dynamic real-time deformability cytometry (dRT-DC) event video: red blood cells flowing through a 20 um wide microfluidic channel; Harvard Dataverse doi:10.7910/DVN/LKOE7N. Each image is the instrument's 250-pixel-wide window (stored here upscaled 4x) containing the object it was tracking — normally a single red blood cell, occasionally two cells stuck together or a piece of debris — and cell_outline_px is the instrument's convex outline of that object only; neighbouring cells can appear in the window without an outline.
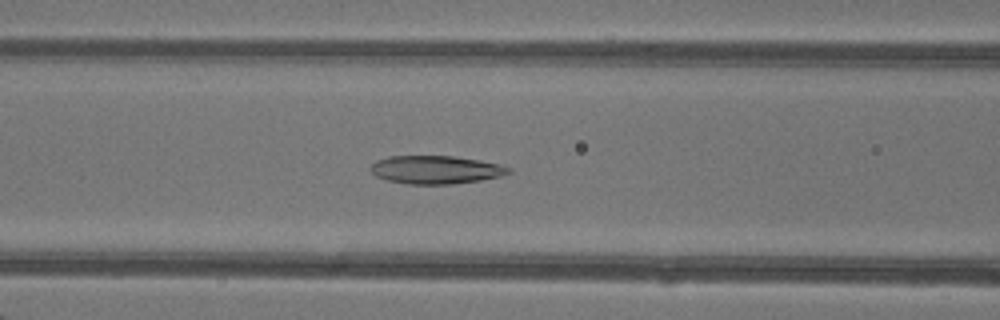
{"species": "common noctule bat (a hibernating species)", "species_latin": "Nyctalus noctula", "temperature_condition": "warm", "stored_images_in_passage": 48, "camera_frame_rate_fps": 3000, "um_per_image_px": 0.085, "animal": {"sex": "female"}, "frame": {"image": 1, "passage_image": 21, "time_ms": 6.667, "image_size_px": [1000, 320], "cell_outline_px": [[512, 172], [500, 176], [480, 180], [452, 184], [408, 184], [388, 180], [376, 176], [368, 168], [376, 160], [388, 156], [452, 156], [480, 160], [500, 164], [512, 168]], "centroid_in_image_um": [37.04, 14.42], "position_along_channel_um": 129.6, "area_um2": 22.72}}
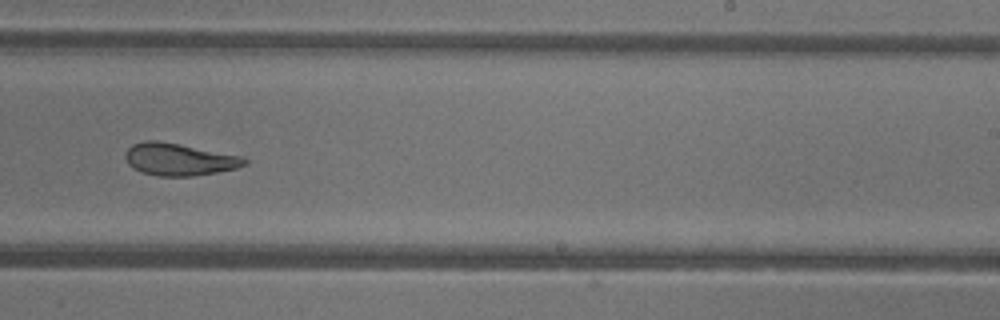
{"frame": {"image": 2, "passage_image": 31, "time_ms": 10.0, "image_size_px": [1000, 320], "cell_outline_px": [[248, 164], [236, 168], [216, 172], [192, 176], [156, 176], [140, 172], [132, 168], [128, 164], [124, 156], [124, 152], [132, 144], [144, 140], [156, 140], [244, 156], [248, 160]], "centroid_in_image_um": [15.2, 13.55], "position_along_channel_um": 273.8, "area_um2": 22.6}}
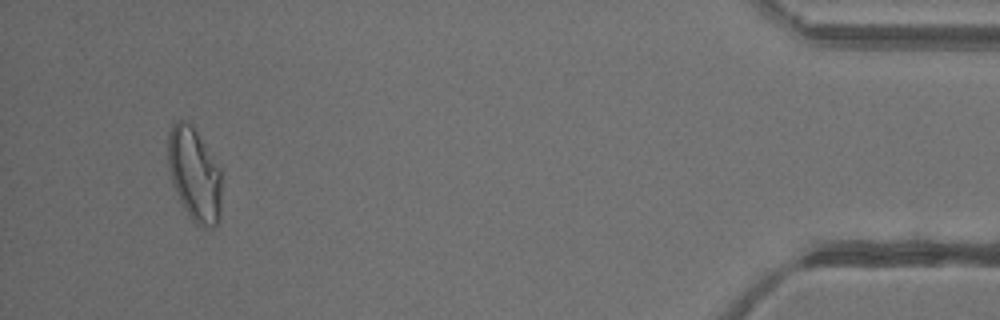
{"frame": {"image": 3, "passage_image": 46, "time_ms": 15.0, "image_size_px": [1000, 320], "cell_outline_px": [[220, 220], [212, 228], [204, 228], [196, 224], [192, 220], [184, 208], [172, 184], [168, 168], [168, 132], [172, 124], [176, 120], [188, 120], [192, 124], [220, 168]], "centroid_in_image_um": [16.51, 14.81], "position_along_channel_um": 418.7, "area_um2": 29.36}, "authors_computed_cell_mechanics": {"area_um2": 25.4031, "velocity_mm_per_s": 4.3387, "shape_relaxation_time_tau1_ms": 5.5965, "shape_relaxation_time_tau2_ms": 2.3843, "deformation_change_tau1": 0.1674, "deformation_change_tau2": 0.0917}}